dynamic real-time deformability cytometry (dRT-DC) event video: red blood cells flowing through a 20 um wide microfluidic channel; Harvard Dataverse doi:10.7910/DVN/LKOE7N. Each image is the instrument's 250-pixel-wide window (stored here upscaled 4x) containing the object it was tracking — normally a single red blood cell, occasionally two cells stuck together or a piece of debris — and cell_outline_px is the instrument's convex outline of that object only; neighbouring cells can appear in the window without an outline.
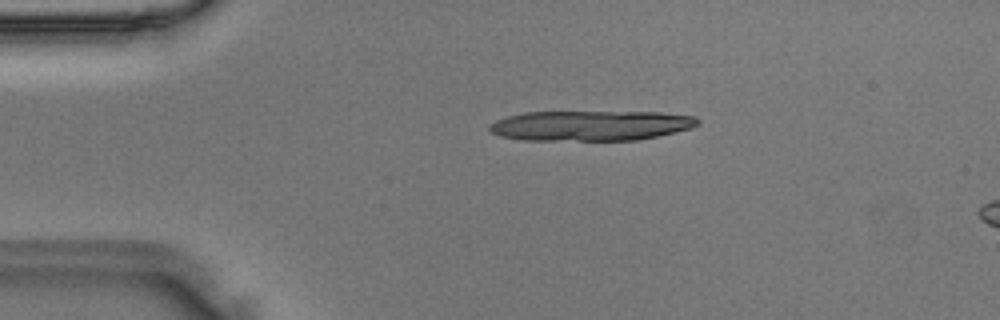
{"species": "Egyptian fruit bat (a non-hibernating species)", "species_latin": "Rousettus aegyptiacus", "temperature_condition": "room temperature", "stored_images_in_passage": 5, "camera_frame_rate_fps": 3000, "um_per_image_px": 0.085, "animal": {"sex": "male"}, "frame": {"image": 1, "passage_image": 2, "time_ms": 0.333, "image_size_px": [1000, 320], "cell_outline_px": [[700, 124], [692, 128], [656, 136], [636, 140], [520, 140], [500, 136], [492, 132], [488, 128], [488, 124], [496, 120], [508, 116], [524, 112], [660, 112], [696, 116], [700, 120]], "centroid_in_image_um": [50.21, 10.67], "position_along_channel_um": 34.8, "area_um2": 36.76}}